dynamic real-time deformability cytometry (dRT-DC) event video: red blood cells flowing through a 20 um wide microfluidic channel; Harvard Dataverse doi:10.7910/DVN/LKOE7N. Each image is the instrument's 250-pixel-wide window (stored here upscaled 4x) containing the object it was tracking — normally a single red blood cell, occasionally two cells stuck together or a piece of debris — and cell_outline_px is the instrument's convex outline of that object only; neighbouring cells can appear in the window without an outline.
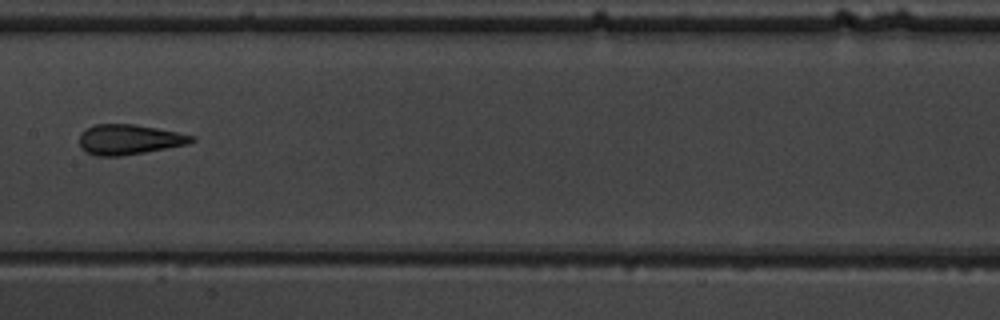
{"species": "common noctule bat (a hibernating species)", "species_latin": "Nyctalus noctula", "temperature_condition": "warm", "stored_images_in_passage": 6, "camera_frame_rate_fps": 3000, "um_per_image_px": 0.085, "animal": {"sex": "male", "body_mass_g": 19.5, "forearm_length_mm": 54.6}, "frame": {"image": 1, "passage_image": 6, "time_ms": 5.667, "image_size_px": [1000, 320], "cell_outline_px": [[196, 140], [188, 144], [144, 152], [120, 156], [96, 156], [84, 152], [80, 148], [80, 132], [96, 124], [132, 124], [156, 128], [196, 136]], "centroid_in_image_um": [10.95, 11.86], "position_along_channel_um": 196.4, "area_um2": 19.65}}